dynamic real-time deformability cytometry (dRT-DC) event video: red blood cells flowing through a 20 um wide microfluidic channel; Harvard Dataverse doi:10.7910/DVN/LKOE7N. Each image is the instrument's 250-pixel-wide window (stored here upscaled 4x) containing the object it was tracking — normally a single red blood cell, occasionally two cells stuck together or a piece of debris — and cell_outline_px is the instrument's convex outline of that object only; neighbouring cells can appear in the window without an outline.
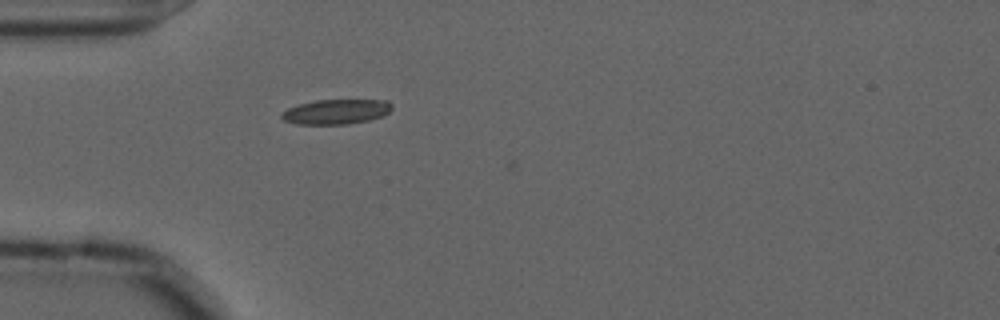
{"species": "common noctule bat (a hibernating species)", "species_latin": "Nyctalus noctula", "temperature_condition": "cold", "stored_images_in_passage": 39, "camera_frame_rate_fps": 3000, "um_per_image_px": 0.085, "animal": {"sex": "male", "forearm_length_mm": 52.5}, "frame": {"image": 1, "passage_image": 1, "time_ms": 0.0, "image_size_px": [1000, 320], "cell_outline_px": [[392, 108], [384, 116], [368, 120], [348, 124], [296, 124], [284, 120], [280, 116], [288, 108], [300, 104], [316, 100], [388, 100], [392, 104]], "centroid_in_image_um": [28.6, 9.49], "position_along_channel_um": 56.4, "area_um2": 15.9}}
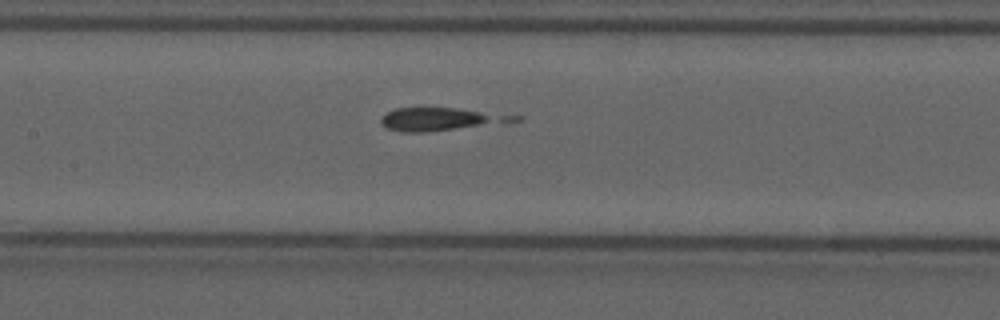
{"frame": {"image": 2, "passage_image": 11, "time_ms": 3.333, "image_size_px": [1000, 320], "cell_outline_px": [[488, 116], [484, 120], [476, 124], [452, 128], [424, 132], [404, 132], [388, 128], [380, 120], [384, 112], [396, 108], [456, 108], [480, 112]], "centroid_in_image_um": [36.53, 10.11], "position_along_channel_um": 170.9, "area_um2": 14.51}}
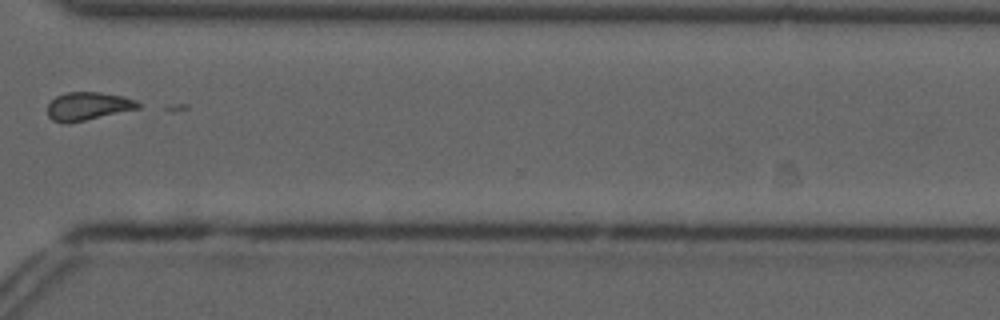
{"frame": {"image": 3, "passage_image": 27, "time_ms": 8.667, "image_size_px": [1000, 320], "cell_outline_px": [[140, 108], [68, 124], [64, 124], [52, 120], [48, 116], [48, 104], [56, 96], [68, 92], [100, 92], [120, 96], [136, 100], [140, 104]], "centroid_in_image_um": [7.45, 9.04], "position_along_channel_um": 363.1, "area_um2": 14.85}}